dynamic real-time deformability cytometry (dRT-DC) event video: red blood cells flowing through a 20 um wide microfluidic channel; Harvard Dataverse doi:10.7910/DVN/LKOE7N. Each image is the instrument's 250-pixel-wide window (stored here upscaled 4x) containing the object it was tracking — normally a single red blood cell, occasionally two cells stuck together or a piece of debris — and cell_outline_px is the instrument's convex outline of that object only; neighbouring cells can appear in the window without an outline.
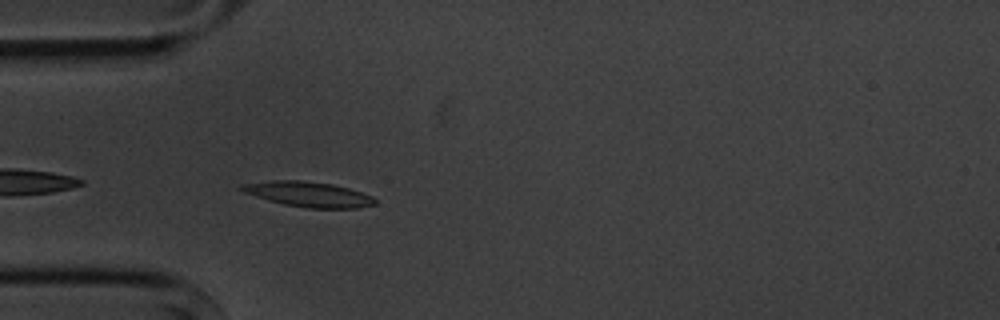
{"species": "common noctule bat (a hibernating species)", "species_latin": "Nyctalus noctula", "temperature_condition": "cold", "stored_images_in_passage": 5, "camera_frame_rate_fps": 3000, "um_per_image_px": 0.085, "animal": {"sex": "male", "body_mass_g": 20.1, "forearm_length_mm": 53.5}, "frame": {"image": 1, "passage_image": 5, "time_ms": 4.667, "image_size_px": [1000, 320], "cell_outline_px": [[376, 204], [356, 208], [308, 208], [284, 204], [268, 200], [244, 192], [236, 188], [240, 184], [272, 180], [300, 180], [332, 184], [348, 188], [372, 196], [376, 200]], "centroid_in_image_um": [26.18, 16.5], "position_along_channel_um": 58.8, "area_um2": 19.48}}